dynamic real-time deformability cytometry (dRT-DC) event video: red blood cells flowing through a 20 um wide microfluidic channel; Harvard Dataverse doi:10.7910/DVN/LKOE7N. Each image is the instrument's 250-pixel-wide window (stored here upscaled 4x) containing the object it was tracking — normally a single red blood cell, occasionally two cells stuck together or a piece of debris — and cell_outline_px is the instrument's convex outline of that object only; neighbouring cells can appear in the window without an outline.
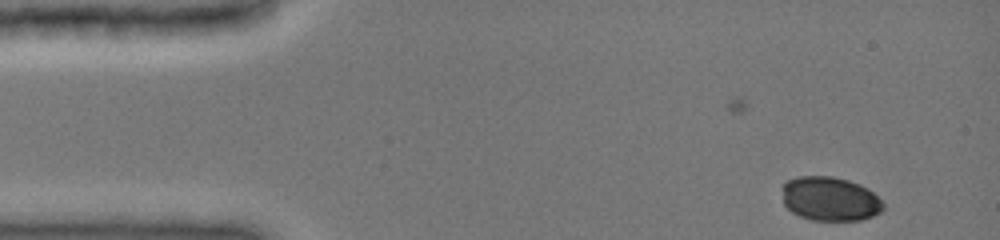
{"species": "common noctule bat (a hibernating species)", "species_latin": "Nyctalus noctula", "temperature_condition": "cold", "stored_images_in_passage": 16, "camera_frame_rate_fps": 3000, "um_per_image_px": 0.085, "animal": {"sex": "female", "body_mass_g": 19.0, "forearm_length_mm": 51.5}, "frame": {"image": 1, "passage_image": 1, "time_ms": 0.0, "image_size_px": [1000, 240], "cell_outline_px": [[884, 208], [880, 212], [872, 216], [860, 220], [812, 220], [800, 216], [792, 212], [784, 204], [784, 184], [788, 180], [800, 176], [832, 176], [848, 180], [860, 184], [868, 188], [884, 204]], "centroid_in_image_um": [70.57, 16.9], "position_along_channel_um": 14.4, "area_um2": 25.78}}
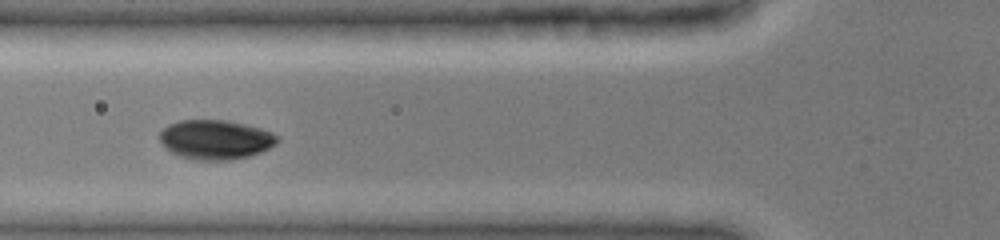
{"frame": {"image": 2, "passage_image": 11, "time_ms": 4.667, "image_size_px": [1000, 240], "cell_outline_px": [[280, 140], [276, 144], [260, 152], [248, 156], [232, 160], [192, 160], [180, 156], [164, 148], [160, 140], [160, 132], [168, 124], [180, 120], [228, 120], [260, 128], [272, 132]], "centroid_in_image_um": [18.3, 11.87], "position_along_channel_um": 107.5, "area_um2": 27.11}}
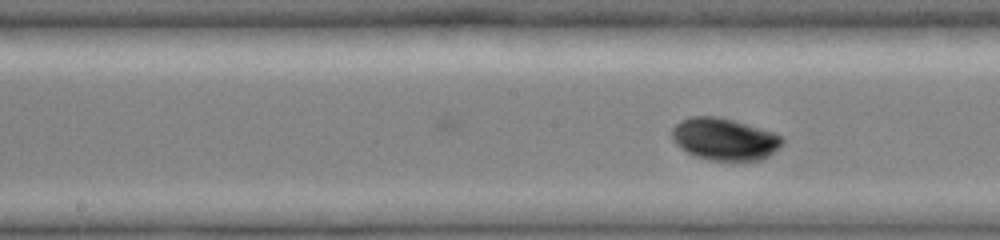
{"frame": {"image": 3, "passage_image": 16, "time_ms": 6.667, "image_size_px": [1000, 240], "cell_outline_px": [[784, 140], [780, 148], [768, 156], [760, 160], [708, 160], [696, 156], [688, 152], [676, 144], [672, 140], [672, 128], [680, 120], [692, 116], [716, 116], [732, 120], [776, 132], [784, 136]], "centroid_in_image_um": [61.61, 11.82], "position_along_channel_um": 186.6, "area_um2": 27.17}}